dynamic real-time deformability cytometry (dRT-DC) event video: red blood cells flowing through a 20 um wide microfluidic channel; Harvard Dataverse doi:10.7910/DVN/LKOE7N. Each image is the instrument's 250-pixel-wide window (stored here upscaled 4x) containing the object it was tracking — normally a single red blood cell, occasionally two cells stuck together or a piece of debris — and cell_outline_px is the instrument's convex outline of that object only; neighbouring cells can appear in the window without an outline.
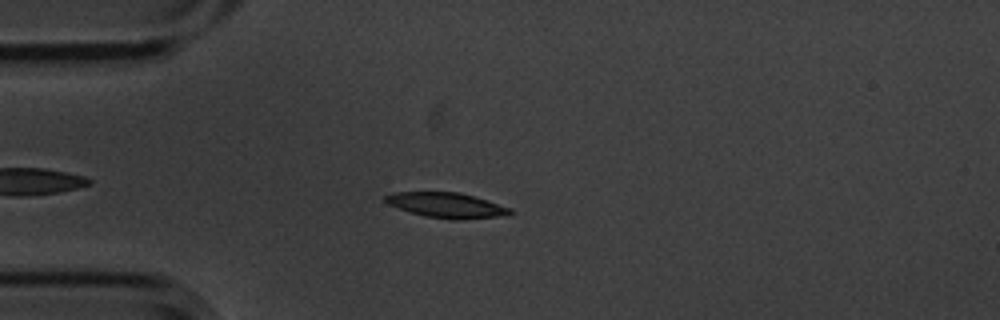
{"species": "common noctule bat (a hibernating species)", "species_latin": "Nyctalus noctula", "temperature_condition": "cold", "stored_images_in_passage": 2, "camera_frame_rate_fps": 3000, "um_per_image_px": 0.085, "animal": {"sex": "male", "body_mass_g": 20.1, "forearm_length_mm": 53.5}, "frame": {"image": 1, "passage_image": 2, "time_ms": 0.333, "image_size_px": [1000, 320], "cell_outline_px": [[512, 212], [508, 216], [456, 220], [452, 220], [424, 216], [388, 204], [384, 200], [384, 196], [392, 192], [460, 192], [512, 208]], "centroid_in_image_um": [37.99, 17.45], "position_along_channel_um": 47.0, "area_um2": 18.32}}